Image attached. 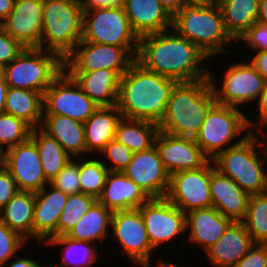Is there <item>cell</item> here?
I'll list each match as a JSON object with an SVG mask.
<instances>
[{"label": "cell", "instance_id": "6da1fadb", "mask_svg": "<svg viewBox=\"0 0 267 267\" xmlns=\"http://www.w3.org/2000/svg\"><path fill=\"white\" fill-rule=\"evenodd\" d=\"M147 34L139 38L136 61L145 69L178 82H192L208 78L209 59L197 45L175 30Z\"/></svg>", "mask_w": 267, "mask_h": 267}, {"label": "cell", "instance_id": "7a4b0ae2", "mask_svg": "<svg viewBox=\"0 0 267 267\" xmlns=\"http://www.w3.org/2000/svg\"><path fill=\"white\" fill-rule=\"evenodd\" d=\"M176 83L145 69L135 60L120 78L117 107L122 117L158 125Z\"/></svg>", "mask_w": 267, "mask_h": 267}, {"label": "cell", "instance_id": "3957f363", "mask_svg": "<svg viewBox=\"0 0 267 267\" xmlns=\"http://www.w3.org/2000/svg\"><path fill=\"white\" fill-rule=\"evenodd\" d=\"M216 102L209 77L176 83L165 116L158 124L159 131L174 136L195 137Z\"/></svg>", "mask_w": 267, "mask_h": 267}, {"label": "cell", "instance_id": "277c9868", "mask_svg": "<svg viewBox=\"0 0 267 267\" xmlns=\"http://www.w3.org/2000/svg\"><path fill=\"white\" fill-rule=\"evenodd\" d=\"M172 28L197 45L209 58L231 52L224 46L234 39L226 31L216 0L205 4H184L172 17Z\"/></svg>", "mask_w": 267, "mask_h": 267}, {"label": "cell", "instance_id": "5b68a950", "mask_svg": "<svg viewBox=\"0 0 267 267\" xmlns=\"http://www.w3.org/2000/svg\"><path fill=\"white\" fill-rule=\"evenodd\" d=\"M83 14L79 0H44L40 48L65 59L82 40Z\"/></svg>", "mask_w": 267, "mask_h": 267}, {"label": "cell", "instance_id": "8992f818", "mask_svg": "<svg viewBox=\"0 0 267 267\" xmlns=\"http://www.w3.org/2000/svg\"><path fill=\"white\" fill-rule=\"evenodd\" d=\"M256 135L251 132L240 144L222 151L212 160L217 170L249 195L267 192L266 164L263 165L267 161L261 162L259 149L256 150L258 146L262 150V145H265L267 151V143L258 142ZM266 151L264 157L267 156Z\"/></svg>", "mask_w": 267, "mask_h": 267}, {"label": "cell", "instance_id": "52a82bcc", "mask_svg": "<svg viewBox=\"0 0 267 267\" xmlns=\"http://www.w3.org/2000/svg\"><path fill=\"white\" fill-rule=\"evenodd\" d=\"M64 70V59L58 53L41 48H25L0 72L9 88L33 90L44 95Z\"/></svg>", "mask_w": 267, "mask_h": 267}, {"label": "cell", "instance_id": "ba28073f", "mask_svg": "<svg viewBox=\"0 0 267 267\" xmlns=\"http://www.w3.org/2000/svg\"><path fill=\"white\" fill-rule=\"evenodd\" d=\"M248 119L239 108L216 102L208 111L199 133L194 137L196 144L213 160L222 151L240 144L253 132L250 127L258 126V123ZM246 129L250 130L233 143L232 141Z\"/></svg>", "mask_w": 267, "mask_h": 267}, {"label": "cell", "instance_id": "9c48e42d", "mask_svg": "<svg viewBox=\"0 0 267 267\" xmlns=\"http://www.w3.org/2000/svg\"><path fill=\"white\" fill-rule=\"evenodd\" d=\"M81 41L117 47L139 46V37L132 30L123 6L84 10Z\"/></svg>", "mask_w": 267, "mask_h": 267}, {"label": "cell", "instance_id": "30bf717a", "mask_svg": "<svg viewBox=\"0 0 267 267\" xmlns=\"http://www.w3.org/2000/svg\"><path fill=\"white\" fill-rule=\"evenodd\" d=\"M137 53L138 47L80 41L64 59V67L67 72H92L105 68L122 76L135 61Z\"/></svg>", "mask_w": 267, "mask_h": 267}, {"label": "cell", "instance_id": "8fae6325", "mask_svg": "<svg viewBox=\"0 0 267 267\" xmlns=\"http://www.w3.org/2000/svg\"><path fill=\"white\" fill-rule=\"evenodd\" d=\"M98 107L66 70L43 95V115L67 116L85 123Z\"/></svg>", "mask_w": 267, "mask_h": 267}, {"label": "cell", "instance_id": "7c38bea8", "mask_svg": "<svg viewBox=\"0 0 267 267\" xmlns=\"http://www.w3.org/2000/svg\"><path fill=\"white\" fill-rule=\"evenodd\" d=\"M226 70L220 89L216 86L213 75L209 73L210 84L217 103L237 108L241 104L252 103L258 99L264 89L266 79L256 71L250 61L247 64L244 61L228 66Z\"/></svg>", "mask_w": 267, "mask_h": 267}, {"label": "cell", "instance_id": "4fadbf2b", "mask_svg": "<svg viewBox=\"0 0 267 267\" xmlns=\"http://www.w3.org/2000/svg\"><path fill=\"white\" fill-rule=\"evenodd\" d=\"M214 168L215 165L210 160L201 169L183 170L171 174L166 198L184 213L212 207L210 176Z\"/></svg>", "mask_w": 267, "mask_h": 267}, {"label": "cell", "instance_id": "5bb4252c", "mask_svg": "<svg viewBox=\"0 0 267 267\" xmlns=\"http://www.w3.org/2000/svg\"><path fill=\"white\" fill-rule=\"evenodd\" d=\"M154 249L186 232V213L167 198H150L139 209Z\"/></svg>", "mask_w": 267, "mask_h": 267}, {"label": "cell", "instance_id": "9a60e30c", "mask_svg": "<svg viewBox=\"0 0 267 267\" xmlns=\"http://www.w3.org/2000/svg\"><path fill=\"white\" fill-rule=\"evenodd\" d=\"M112 234L126 255L140 267H150L152 247L138 209L114 211L111 217Z\"/></svg>", "mask_w": 267, "mask_h": 267}, {"label": "cell", "instance_id": "2e32d148", "mask_svg": "<svg viewBox=\"0 0 267 267\" xmlns=\"http://www.w3.org/2000/svg\"><path fill=\"white\" fill-rule=\"evenodd\" d=\"M3 166L11 173L19 190L37 192L49 184L38 149L30 138L4 151Z\"/></svg>", "mask_w": 267, "mask_h": 267}, {"label": "cell", "instance_id": "e0dca14e", "mask_svg": "<svg viewBox=\"0 0 267 267\" xmlns=\"http://www.w3.org/2000/svg\"><path fill=\"white\" fill-rule=\"evenodd\" d=\"M122 172L149 198H166L170 174L164 168L155 145L148 150L134 153L132 161Z\"/></svg>", "mask_w": 267, "mask_h": 267}, {"label": "cell", "instance_id": "ac0fdd59", "mask_svg": "<svg viewBox=\"0 0 267 267\" xmlns=\"http://www.w3.org/2000/svg\"><path fill=\"white\" fill-rule=\"evenodd\" d=\"M155 146L170 175L183 170L201 169L211 160L196 144L194 137L174 136L159 131Z\"/></svg>", "mask_w": 267, "mask_h": 267}, {"label": "cell", "instance_id": "d6986e66", "mask_svg": "<svg viewBox=\"0 0 267 267\" xmlns=\"http://www.w3.org/2000/svg\"><path fill=\"white\" fill-rule=\"evenodd\" d=\"M44 0H15L0 26L25 48H40Z\"/></svg>", "mask_w": 267, "mask_h": 267}, {"label": "cell", "instance_id": "ffe728a7", "mask_svg": "<svg viewBox=\"0 0 267 267\" xmlns=\"http://www.w3.org/2000/svg\"><path fill=\"white\" fill-rule=\"evenodd\" d=\"M46 187H48L47 190ZM68 194L52 187L50 184L35 192L33 217V238L45 243L57 237V225L60 214L67 202Z\"/></svg>", "mask_w": 267, "mask_h": 267}, {"label": "cell", "instance_id": "44dd1931", "mask_svg": "<svg viewBox=\"0 0 267 267\" xmlns=\"http://www.w3.org/2000/svg\"><path fill=\"white\" fill-rule=\"evenodd\" d=\"M212 206L232 221H243L250 195L214 168L210 176Z\"/></svg>", "mask_w": 267, "mask_h": 267}, {"label": "cell", "instance_id": "7402d4cb", "mask_svg": "<svg viewBox=\"0 0 267 267\" xmlns=\"http://www.w3.org/2000/svg\"><path fill=\"white\" fill-rule=\"evenodd\" d=\"M250 237L242 221H233L223 236L206 251L209 262L215 267H233L240 261L253 246Z\"/></svg>", "mask_w": 267, "mask_h": 267}, {"label": "cell", "instance_id": "603a6c76", "mask_svg": "<svg viewBox=\"0 0 267 267\" xmlns=\"http://www.w3.org/2000/svg\"><path fill=\"white\" fill-rule=\"evenodd\" d=\"M150 198L121 171H109L97 199L112 212L139 209Z\"/></svg>", "mask_w": 267, "mask_h": 267}, {"label": "cell", "instance_id": "cb8c5ba5", "mask_svg": "<svg viewBox=\"0 0 267 267\" xmlns=\"http://www.w3.org/2000/svg\"><path fill=\"white\" fill-rule=\"evenodd\" d=\"M123 8L139 38L172 28V16L159 0H124Z\"/></svg>", "mask_w": 267, "mask_h": 267}, {"label": "cell", "instance_id": "d4e9b609", "mask_svg": "<svg viewBox=\"0 0 267 267\" xmlns=\"http://www.w3.org/2000/svg\"><path fill=\"white\" fill-rule=\"evenodd\" d=\"M232 222L213 206L191 210L186 213L188 239L206 251L223 236Z\"/></svg>", "mask_w": 267, "mask_h": 267}, {"label": "cell", "instance_id": "484cf974", "mask_svg": "<svg viewBox=\"0 0 267 267\" xmlns=\"http://www.w3.org/2000/svg\"><path fill=\"white\" fill-rule=\"evenodd\" d=\"M68 73L98 106L117 105L121 76L115 70L104 68L92 72Z\"/></svg>", "mask_w": 267, "mask_h": 267}, {"label": "cell", "instance_id": "4316f807", "mask_svg": "<svg viewBox=\"0 0 267 267\" xmlns=\"http://www.w3.org/2000/svg\"><path fill=\"white\" fill-rule=\"evenodd\" d=\"M40 129L56 139L72 157H87L84 123L67 116L43 115Z\"/></svg>", "mask_w": 267, "mask_h": 267}, {"label": "cell", "instance_id": "83f0119b", "mask_svg": "<svg viewBox=\"0 0 267 267\" xmlns=\"http://www.w3.org/2000/svg\"><path fill=\"white\" fill-rule=\"evenodd\" d=\"M117 105L99 106L84 123L87 155L99 154L114 139L116 127L121 120Z\"/></svg>", "mask_w": 267, "mask_h": 267}, {"label": "cell", "instance_id": "f1b7e54d", "mask_svg": "<svg viewBox=\"0 0 267 267\" xmlns=\"http://www.w3.org/2000/svg\"><path fill=\"white\" fill-rule=\"evenodd\" d=\"M35 192L19 190L0 209V220L10 229L18 232L26 240L33 237V217Z\"/></svg>", "mask_w": 267, "mask_h": 267}, {"label": "cell", "instance_id": "f546056e", "mask_svg": "<svg viewBox=\"0 0 267 267\" xmlns=\"http://www.w3.org/2000/svg\"><path fill=\"white\" fill-rule=\"evenodd\" d=\"M5 113L23 120L32 129L40 128L43 116V95L33 90L8 88Z\"/></svg>", "mask_w": 267, "mask_h": 267}, {"label": "cell", "instance_id": "4dcf8cb0", "mask_svg": "<svg viewBox=\"0 0 267 267\" xmlns=\"http://www.w3.org/2000/svg\"><path fill=\"white\" fill-rule=\"evenodd\" d=\"M223 16L226 31L238 40L256 21L259 0H216Z\"/></svg>", "mask_w": 267, "mask_h": 267}, {"label": "cell", "instance_id": "1f68e13d", "mask_svg": "<svg viewBox=\"0 0 267 267\" xmlns=\"http://www.w3.org/2000/svg\"><path fill=\"white\" fill-rule=\"evenodd\" d=\"M112 213L97 200L66 236L73 240L91 243L102 240L107 237V230L111 227Z\"/></svg>", "mask_w": 267, "mask_h": 267}, {"label": "cell", "instance_id": "d6a6232c", "mask_svg": "<svg viewBox=\"0 0 267 267\" xmlns=\"http://www.w3.org/2000/svg\"><path fill=\"white\" fill-rule=\"evenodd\" d=\"M158 133L159 127L155 123L122 117L117 124L114 139L136 153L153 147Z\"/></svg>", "mask_w": 267, "mask_h": 267}, {"label": "cell", "instance_id": "836d02e7", "mask_svg": "<svg viewBox=\"0 0 267 267\" xmlns=\"http://www.w3.org/2000/svg\"><path fill=\"white\" fill-rule=\"evenodd\" d=\"M30 139L35 143L45 178L50 181L72 158L54 138L40 128L31 130Z\"/></svg>", "mask_w": 267, "mask_h": 267}, {"label": "cell", "instance_id": "e575fe53", "mask_svg": "<svg viewBox=\"0 0 267 267\" xmlns=\"http://www.w3.org/2000/svg\"><path fill=\"white\" fill-rule=\"evenodd\" d=\"M45 244L50 246H64L62 248V260L58 266L89 267L98 259V252L94 245L87 241L73 240L66 235L52 237Z\"/></svg>", "mask_w": 267, "mask_h": 267}, {"label": "cell", "instance_id": "d590c367", "mask_svg": "<svg viewBox=\"0 0 267 267\" xmlns=\"http://www.w3.org/2000/svg\"><path fill=\"white\" fill-rule=\"evenodd\" d=\"M242 222L254 243L267 244V192L250 195Z\"/></svg>", "mask_w": 267, "mask_h": 267}, {"label": "cell", "instance_id": "8d00e7d4", "mask_svg": "<svg viewBox=\"0 0 267 267\" xmlns=\"http://www.w3.org/2000/svg\"><path fill=\"white\" fill-rule=\"evenodd\" d=\"M86 158L87 157H79V183L81 186V193L98 199L105 186L109 170L102 162V159H95V157H93V159L91 156L89 159Z\"/></svg>", "mask_w": 267, "mask_h": 267}, {"label": "cell", "instance_id": "74e56055", "mask_svg": "<svg viewBox=\"0 0 267 267\" xmlns=\"http://www.w3.org/2000/svg\"><path fill=\"white\" fill-rule=\"evenodd\" d=\"M97 201L84 193L69 194L63 212L59 216L57 236L66 235Z\"/></svg>", "mask_w": 267, "mask_h": 267}, {"label": "cell", "instance_id": "f35d334b", "mask_svg": "<svg viewBox=\"0 0 267 267\" xmlns=\"http://www.w3.org/2000/svg\"><path fill=\"white\" fill-rule=\"evenodd\" d=\"M32 128L10 114L0 115V150L3 152L30 138Z\"/></svg>", "mask_w": 267, "mask_h": 267}, {"label": "cell", "instance_id": "ab89813d", "mask_svg": "<svg viewBox=\"0 0 267 267\" xmlns=\"http://www.w3.org/2000/svg\"><path fill=\"white\" fill-rule=\"evenodd\" d=\"M49 184L68 195L81 193V186L79 183V158H74V160L73 158L70 159L57 176L49 181Z\"/></svg>", "mask_w": 267, "mask_h": 267}, {"label": "cell", "instance_id": "60d3db41", "mask_svg": "<svg viewBox=\"0 0 267 267\" xmlns=\"http://www.w3.org/2000/svg\"><path fill=\"white\" fill-rule=\"evenodd\" d=\"M25 243H27L25 238L0 220V267H4L5 263L15 258L14 256Z\"/></svg>", "mask_w": 267, "mask_h": 267}, {"label": "cell", "instance_id": "b9f144b4", "mask_svg": "<svg viewBox=\"0 0 267 267\" xmlns=\"http://www.w3.org/2000/svg\"><path fill=\"white\" fill-rule=\"evenodd\" d=\"M105 156L112 165H107L108 162L102 160L109 171H123L132 161L133 152L131 148L117 142L115 139L111 140L104 149L99 153ZM107 163V164H106Z\"/></svg>", "mask_w": 267, "mask_h": 267}, {"label": "cell", "instance_id": "7bdbcfd3", "mask_svg": "<svg viewBox=\"0 0 267 267\" xmlns=\"http://www.w3.org/2000/svg\"><path fill=\"white\" fill-rule=\"evenodd\" d=\"M25 47L0 26V70L15 60Z\"/></svg>", "mask_w": 267, "mask_h": 267}, {"label": "cell", "instance_id": "ee69618b", "mask_svg": "<svg viewBox=\"0 0 267 267\" xmlns=\"http://www.w3.org/2000/svg\"><path fill=\"white\" fill-rule=\"evenodd\" d=\"M255 52L267 51V25L256 21L239 39Z\"/></svg>", "mask_w": 267, "mask_h": 267}, {"label": "cell", "instance_id": "f6af8a7d", "mask_svg": "<svg viewBox=\"0 0 267 267\" xmlns=\"http://www.w3.org/2000/svg\"><path fill=\"white\" fill-rule=\"evenodd\" d=\"M233 267H267V244L254 243Z\"/></svg>", "mask_w": 267, "mask_h": 267}, {"label": "cell", "instance_id": "bcb514c9", "mask_svg": "<svg viewBox=\"0 0 267 267\" xmlns=\"http://www.w3.org/2000/svg\"><path fill=\"white\" fill-rule=\"evenodd\" d=\"M19 191L11 173L3 166L0 168V209Z\"/></svg>", "mask_w": 267, "mask_h": 267}, {"label": "cell", "instance_id": "7dc6e473", "mask_svg": "<svg viewBox=\"0 0 267 267\" xmlns=\"http://www.w3.org/2000/svg\"><path fill=\"white\" fill-rule=\"evenodd\" d=\"M257 105L259 107V121L261 123V125H259L260 127L258 128V131H261L262 127L264 124H267V80L265 81V85H264V89L263 91L260 93L258 99ZM263 123V125H262Z\"/></svg>", "mask_w": 267, "mask_h": 267}, {"label": "cell", "instance_id": "c3c4849f", "mask_svg": "<svg viewBox=\"0 0 267 267\" xmlns=\"http://www.w3.org/2000/svg\"><path fill=\"white\" fill-rule=\"evenodd\" d=\"M84 10L96 7L123 6L124 0H79Z\"/></svg>", "mask_w": 267, "mask_h": 267}, {"label": "cell", "instance_id": "681fc988", "mask_svg": "<svg viewBox=\"0 0 267 267\" xmlns=\"http://www.w3.org/2000/svg\"><path fill=\"white\" fill-rule=\"evenodd\" d=\"M250 63L267 80V51L256 52Z\"/></svg>", "mask_w": 267, "mask_h": 267}, {"label": "cell", "instance_id": "f907efd6", "mask_svg": "<svg viewBox=\"0 0 267 267\" xmlns=\"http://www.w3.org/2000/svg\"><path fill=\"white\" fill-rule=\"evenodd\" d=\"M162 6L173 17L185 4L183 0H159Z\"/></svg>", "mask_w": 267, "mask_h": 267}, {"label": "cell", "instance_id": "816d5d0a", "mask_svg": "<svg viewBox=\"0 0 267 267\" xmlns=\"http://www.w3.org/2000/svg\"><path fill=\"white\" fill-rule=\"evenodd\" d=\"M15 0H0V24L11 13Z\"/></svg>", "mask_w": 267, "mask_h": 267}, {"label": "cell", "instance_id": "f5cc1de1", "mask_svg": "<svg viewBox=\"0 0 267 267\" xmlns=\"http://www.w3.org/2000/svg\"><path fill=\"white\" fill-rule=\"evenodd\" d=\"M8 88L9 87L4 79V76L0 72V115L5 113V98Z\"/></svg>", "mask_w": 267, "mask_h": 267}, {"label": "cell", "instance_id": "db71d44e", "mask_svg": "<svg viewBox=\"0 0 267 267\" xmlns=\"http://www.w3.org/2000/svg\"><path fill=\"white\" fill-rule=\"evenodd\" d=\"M257 21L267 25V0H259V12Z\"/></svg>", "mask_w": 267, "mask_h": 267}, {"label": "cell", "instance_id": "11a10c76", "mask_svg": "<svg viewBox=\"0 0 267 267\" xmlns=\"http://www.w3.org/2000/svg\"><path fill=\"white\" fill-rule=\"evenodd\" d=\"M39 261H35L34 259H31V258H24V267H50L48 266L47 264H41V263H38Z\"/></svg>", "mask_w": 267, "mask_h": 267}, {"label": "cell", "instance_id": "9f6ffc18", "mask_svg": "<svg viewBox=\"0 0 267 267\" xmlns=\"http://www.w3.org/2000/svg\"><path fill=\"white\" fill-rule=\"evenodd\" d=\"M8 264V267H24V257L21 256L19 259L17 258V260L14 259V261L12 258V262L9 263L8 261Z\"/></svg>", "mask_w": 267, "mask_h": 267}, {"label": "cell", "instance_id": "6f0895ef", "mask_svg": "<svg viewBox=\"0 0 267 267\" xmlns=\"http://www.w3.org/2000/svg\"><path fill=\"white\" fill-rule=\"evenodd\" d=\"M185 4H205L214 0H183Z\"/></svg>", "mask_w": 267, "mask_h": 267}, {"label": "cell", "instance_id": "680465c9", "mask_svg": "<svg viewBox=\"0 0 267 267\" xmlns=\"http://www.w3.org/2000/svg\"><path fill=\"white\" fill-rule=\"evenodd\" d=\"M158 265H156L157 267H180L179 265H176L174 263H164V262H161V263H157Z\"/></svg>", "mask_w": 267, "mask_h": 267}, {"label": "cell", "instance_id": "91938a15", "mask_svg": "<svg viewBox=\"0 0 267 267\" xmlns=\"http://www.w3.org/2000/svg\"><path fill=\"white\" fill-rule=\"evenodd\" d=\"M4 163V152L0 150V168L3 167Z\"/></svg>", "mask_w": 267, "mask_h": 267}]
</instances>
